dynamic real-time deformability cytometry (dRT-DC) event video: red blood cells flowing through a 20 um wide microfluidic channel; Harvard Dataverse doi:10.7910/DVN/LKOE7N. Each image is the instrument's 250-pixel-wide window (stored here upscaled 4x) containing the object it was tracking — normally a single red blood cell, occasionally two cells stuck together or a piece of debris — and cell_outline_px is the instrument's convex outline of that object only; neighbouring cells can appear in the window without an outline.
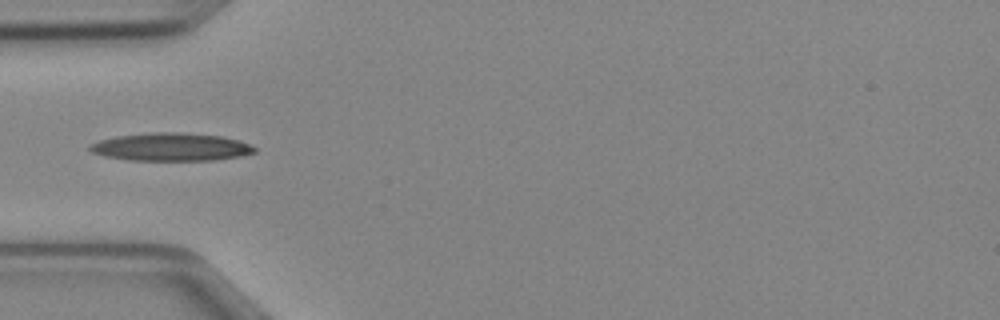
{"species": "Egyptian fruit bat (a non-hibernating species)", "species_latin": "Rousettus aegyptiacus", "temperature_condition": "cold", "stored_images_in_passage": 35, "camera_frame_rate_fps": 3000, "um_per_image_px": 0.085, "animal": {"sex": "female"}, "frame": {"image": 1, "passage_image": 1, "time_ms": 0.0, "image_size_px": [1000, 320], "cell_outline_px": [[256, 152], [240, 156], [212, 160], [128, 160], [104, 156], [92, 152], [88, 148], [88, 144], [100, 140], [116, 136], [152, 132], [176, 132], [220, 136], [236, 140], [248, 144], [256, 148]], "centroid_in_image_um": [14.48, 12.49], "position_along_channel_um": 70.5, "area_um2": 26.65}}
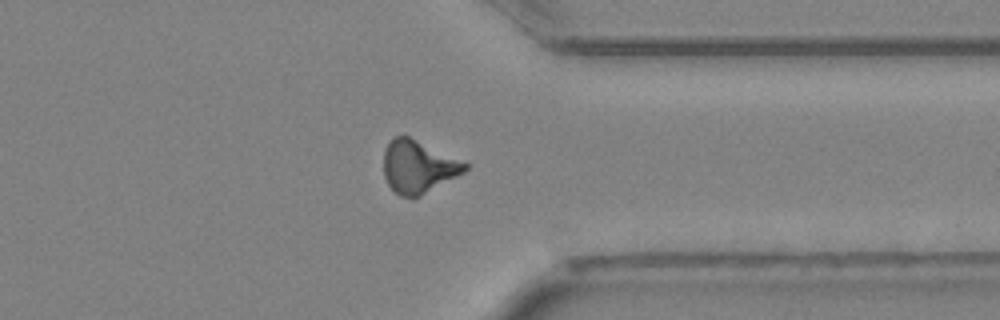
{"frame": {"image": 2, "passage_image": 24, "time_ms": 7.667, "image_size_px": [1000, 320], "cell_outline_px": [[468, 168], [464, 172], [420, 196], [400, 196], [388, 184], [384, 176], [384, 148], [396, 136], [408, 136], [468, 164]], "centroid_in_image_um": [35.52, 14.18], "position_along_channel_um": 375.9, "area_um2": 24.28}}
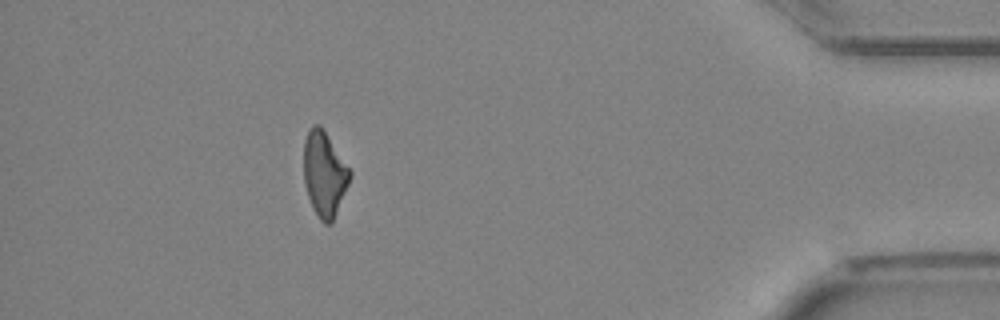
{"frame": {"image": 3, "passage_image": 30, "time_ms": 9.667, "image_size_px": [1000, 320], "cell_outline_px": [[352, 176], [332, 224], [324, 224], [320, 220], [312, 208], [304, 184], [304, 140], [308, 128], [312, 124], [320, 124], [352, 172]], "centroid_in_image_um": [27.56, 14.79], "position_along_channel_um": 407.6, "area_um2": 23.06}, "authors_computed_cell_mechanics": {"area_um2": 24.276, "velocity_mm_per_s": 4.0312, "shape_relaxation_time_tau1_ms": 5.3997, "shape_relaxation_time_tau2_ms": 10.4005, "deformation_change_tau1": 0.1708, "deformation_change_tau2": 0.259}}